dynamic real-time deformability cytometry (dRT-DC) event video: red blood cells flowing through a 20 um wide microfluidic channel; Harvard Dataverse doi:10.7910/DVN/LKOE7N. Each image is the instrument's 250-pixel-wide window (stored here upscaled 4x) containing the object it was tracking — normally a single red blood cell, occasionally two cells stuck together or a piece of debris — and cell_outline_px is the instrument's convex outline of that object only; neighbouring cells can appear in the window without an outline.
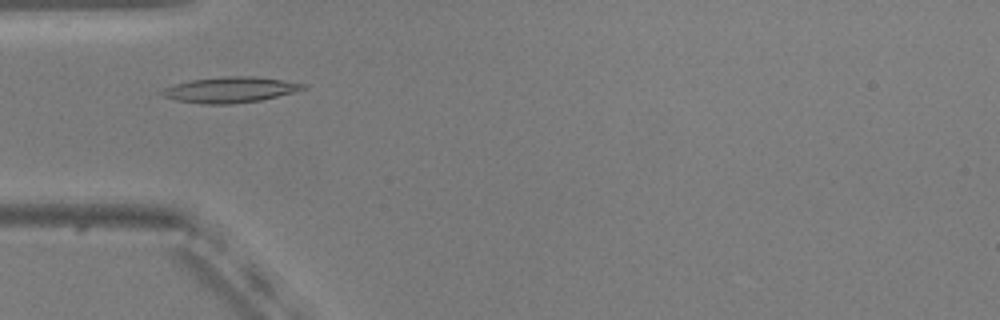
{"species": "common noctule bat (a hibernating species)", "species_latin": "Nyctalus noctula", "temperature_condition": "warm", "stored_images_in_passage": 47, "camera_frame_rate_fps": 3000, "um_per_image_px": 0.085, "animal": {"sex": "male", "body_mass_g": 20.5, "forearm_length_mm": 52.5}, "frame": {"image": 1, "passage_image": 10, "time_ms": 3.0, "image_size_px": [1000, 320], "cell_outline_px": [[308, 84], [304, 88], [292, 92], [260, 100], [232, 104], [208, 104], [176, 100], [164, 96], [160, 92], [164, 88], [176, 84], [192, 80], [220, 76], [252, 76]], "centroid_in_image_um": [19.54, 7.62], "position_along_channel_um": 65.5, "area_um2": 20.69}}
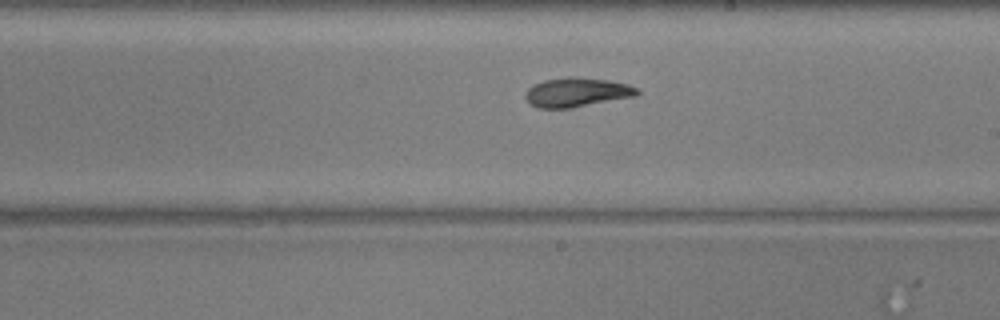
{"frame": {"image": 2, "passage_image": 24, "time_ms": 7.667, "image_size_px": [1000, 320], "cell_outline_px": [[640, 92], [636, 96], [568, 108], [536, 108], [524, 96], [524, 92], [532, 84], [544, 80], [568, 76], [608, 80], [628, 84], [640, 88]], "centroid_in_image_um": [49.02, 7.83], "position_along_channel_um": 240.0, "area_um2": 19.07}}
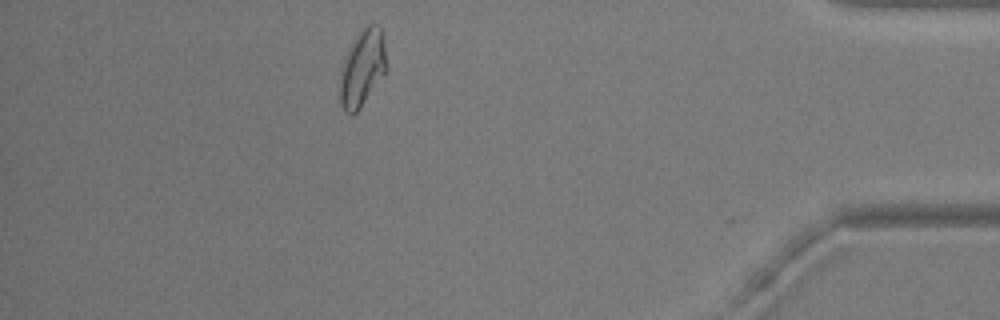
{"frame": {"image": 3, "passage_image": 41, "time_ms": 13.333, "image_size_px": [1000, 320], "cell_outline_px": [[388, 68], [360, 108], [352, 116], [344, 112], [340, 104], [340, 68], [344, 56], [348, 48], [364, 24], [372, 20], [380, 28], [384, 36], [388, 64]], "centroid_in_image_um": [30.81, 5.73], "position_along_channel_um": 404.4, "area_um2": 21.5}, "authors_computed_cell_mechanics": {"area_um2": 19.2474, "velocity_mm_per_s": 3.7319, "shape_relaxation_time_tau1_ms": null, "shape_relaxation_time_tau2_ms": 3.2123, "deformation_change_tau1": null, "deformation_change_tau2": 0.0971}}